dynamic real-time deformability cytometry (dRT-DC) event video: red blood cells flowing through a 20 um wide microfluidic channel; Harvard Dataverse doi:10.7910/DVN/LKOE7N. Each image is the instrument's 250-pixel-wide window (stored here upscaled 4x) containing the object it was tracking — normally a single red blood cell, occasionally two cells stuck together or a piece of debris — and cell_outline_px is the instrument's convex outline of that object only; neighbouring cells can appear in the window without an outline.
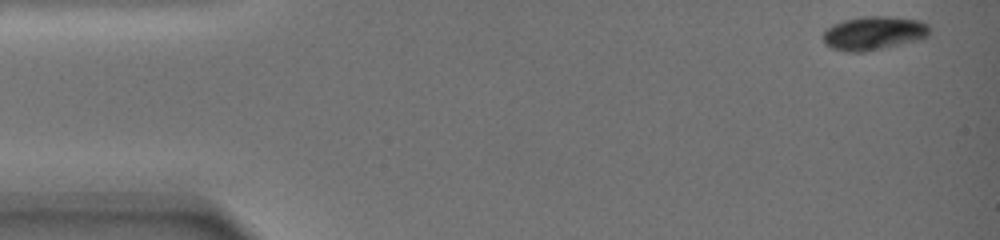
{"species": "common noctule bat (a hibernating species)", "species_latin": "Nyctalus noctula", "temperature_condition": "warm", "stored_images_in_passage": 41, "camera_frame_rate_fps": 3000, "um_per_image_px": 0.085, "animal": {"sex": "female", "body_mass_g": 19.0, "forearm_length_mm": 51.5}, "frame": {"image": 1, "passage_image": 1, "time_ms": 0.0, "image_size_px": [1000, 240], "cell_outline_px": [[928, 36], [920, 40], [864, 52], [848, 52], [832, 48], [824, 44], [824, 32], [832, 24], [844, 20], [860, 16], [888, 16], [920, 20], [928, 24]], "centroid_in_image_um": [74.27, 2.81], "position_along_channel_um": 10.7, "area_um2": 20.98}}
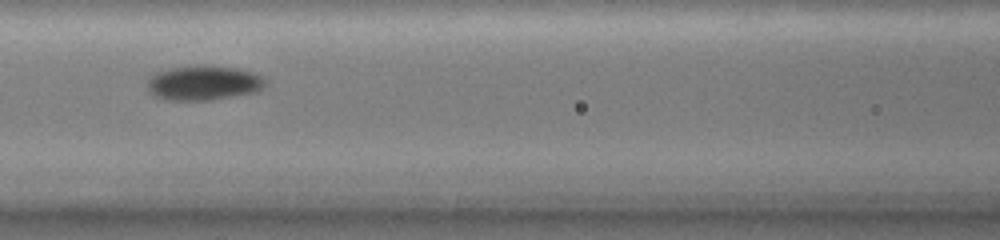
{"frame": {"image": 2, "passage_image": 19, "time_ms": 8.0, "image_size_px": [1000, 240], "cell_outline_px": [[268, 80], [256, 92], [212, 100], [164, 100], [152, 96], [148, 92], [148, 80], [156, 72], [172, 68], [236, 68], [252, 72], [264, 76]], "centroid_in_image_um": [17.3, 7.1], "position_along_channel_um": 149.3, "area_um2": 23.18}}
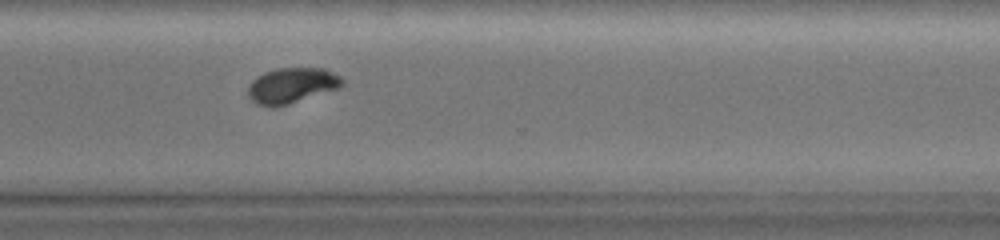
{"frame": {"image": 3, "passage_image": 32, "time_ms": 14.0, "image_size_px": [1000, 240], "cell_outline_px": [[344, 84], [340, 88], [276, 108], [268, 108], [256, 104], [248, 96], [248, 84], [256, 76], [264, 72], [276, 68], [324, 68], [340, 76], [344, 80]], "centroid_in_image_um": [24.77, 7.28], "position_along_channel_um": 345.8, "area_um2": 19.88}, "authors_computed_cell_mechanics": {"area_um2": 21.5594, "velocity_mm_per_s": 3.2735, "shape_relaxation_time_tau1_ms": 4.5052, "shape_relaxation_time_tau2_ms": 1.2289, "deformation_change_tau1": 0.1628, "deformation_change_tau2": 0.0278}}